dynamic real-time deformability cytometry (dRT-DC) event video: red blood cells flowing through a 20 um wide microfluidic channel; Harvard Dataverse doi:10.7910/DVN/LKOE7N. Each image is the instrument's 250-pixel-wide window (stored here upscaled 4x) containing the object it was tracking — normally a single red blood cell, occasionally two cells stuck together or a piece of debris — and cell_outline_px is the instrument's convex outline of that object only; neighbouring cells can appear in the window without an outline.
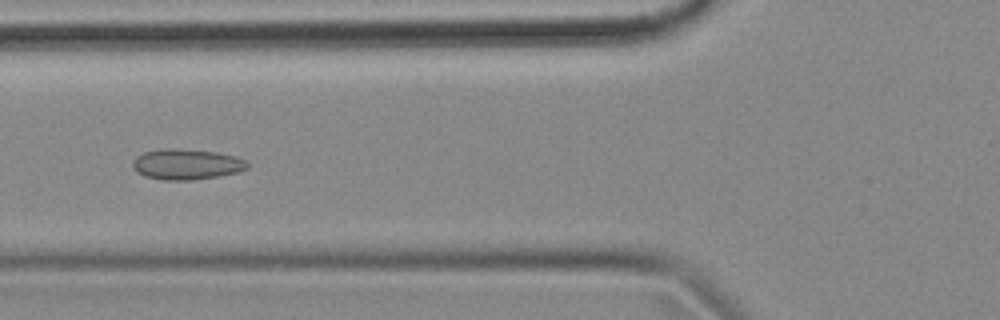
{"species": "common noctule bat (a hibernating species)", "species_latin": "Nyctalus noctula", "temperature_condition": "cold", "stored_images_in_passage": 56, "camera_frame_rate_fps": 3000, "um_per_image_px": 0.085, "animal": {"sex": "female", "body_mass_g": 18.4}, "frame": {"image": 1, "passage_image": 21, "time_ms": 6.667, "image_size_px": [1000, 320], "cell_outline_px": [[248, 168], [240, 172], [220, 176], [192, 180], [164, 180], [144, 176], [136, 172], [132, 168], [132, 160], [136, 156], [144, 152], [164, 148], [176, 148], [216, 152], [236, 156], [244, 160], [248, 164]], "centroid_in_image_um": [15.84, 13.97], "position_along_channel_um": 110.0, "area_um2": 20.69}}
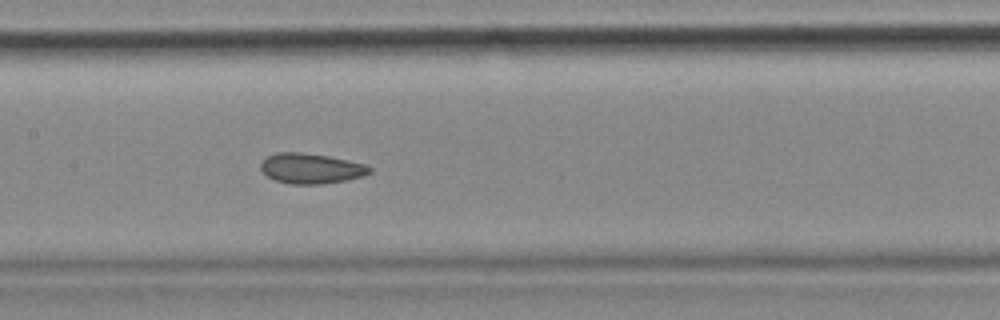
{"frame": {"image": 2, "passage_image": 27, "time_ms": 8.667, "image_size_px": [1000, 320], "cell_outline_px": [[372, 172], [364, 176], [348, 180], [320, 184], [288, 184], [276, 180], [268, 176], [260, 168], [260, 164], [264, 156], [276, 152], [300, 152], [328, 156], [364, 164], [372, 168]], "centroid_in_image_um": [26.42, 14.31], "position_along_channel_um": 181.0, "area_um2": 19.31}}
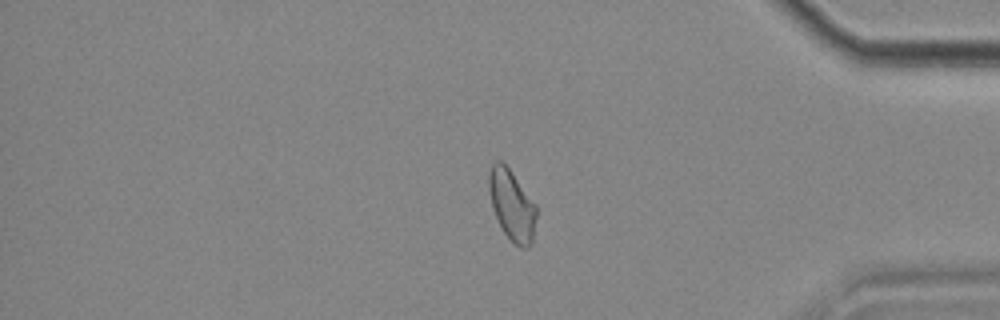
{"frame": {"image": 3, "passage_image": 47, "time_ms": 15.333, "image_size_px": [1000, 320], "cell_outline_px": [[536, 216], [532, 244], [528, 248], [524, 248], [512, 244], [504, 232], [492, 208], [488, 188], [488, 172], [492, 164], [496, 160], [500, 160], [508, 168], [536, 204]], "centroid_in_image_um": [43.5, 17.45], "position_along_channel_um": 391.7, "area_um2": 19.54}, "authors_computed_cell_mechanics": {"area_um2": 19.7387, "velocity_mm_per_s": 3.5571, "shape_relaxation_time_tau1_ms": null, "shape_relaxation_time_tau2_ms": 2.3344, "deformation_change_tau1": null, "deformation_change_tau2": 0.0754}}